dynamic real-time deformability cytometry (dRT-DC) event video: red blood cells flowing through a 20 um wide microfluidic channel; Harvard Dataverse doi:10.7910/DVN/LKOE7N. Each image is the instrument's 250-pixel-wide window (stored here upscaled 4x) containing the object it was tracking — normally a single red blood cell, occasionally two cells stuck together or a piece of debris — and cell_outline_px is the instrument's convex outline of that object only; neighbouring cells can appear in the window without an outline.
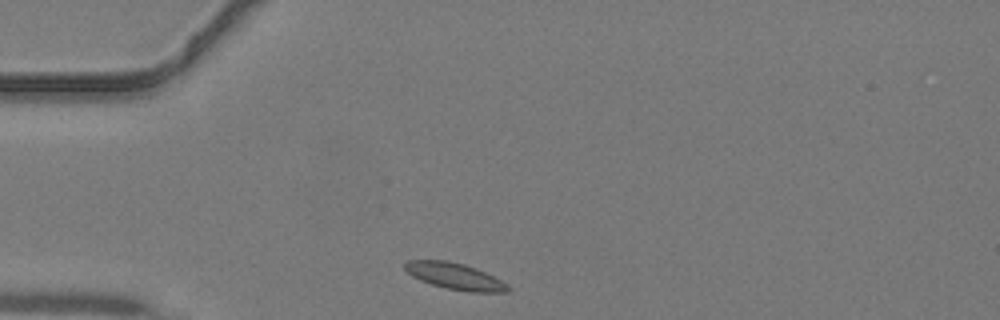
{"species": "common noctule bat (a hibernating species)", "species_latin": "Nyctalus noctula", "temperature_condition": "warm", "stored_images_in_passage": 34, "camera_frame_rate_fps": 3000, "um_per_image_px": 0.085, "animal": {"sex": "male", "body_mass_g": 19.2, "forearm_length_mm": 51.8}, "frame": {"image": 1, "passage_image": 1, "time_ms": 0.0, "image_size_px": [1000, 320], "cell_outline_px": [[512, 288], [508, 292], [468, 292], [448, 288], [432, 284], [420, 280], [412, 276], [404, 268], [404, 264], [408, 260], [448, 260], [464, 264], [476, 268], [508, 284]], "centroid_in_image_um": [38.68, 23.47], "position_along_channel_um": 46.3, "area_um2": 15.84}}
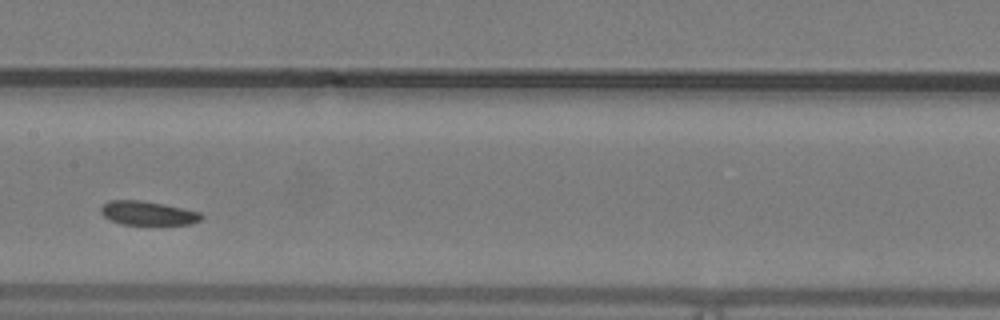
{"frame": {"image": 2, "passage_image": 12, "time_ms": 3.667, "image_size_px": [1000, 320], "cell_outline_px": [[204, 216], [200, 220], [188, 224], [120, 224], [104, 216], [100, 212], [100, 208], [108, 200], [140, 200], [164, 204], [200, 212]], "centroid_in_image_um": [12.55, 18.11], "position_along_channel_um": 194.9, "area_um2": 13.87}}
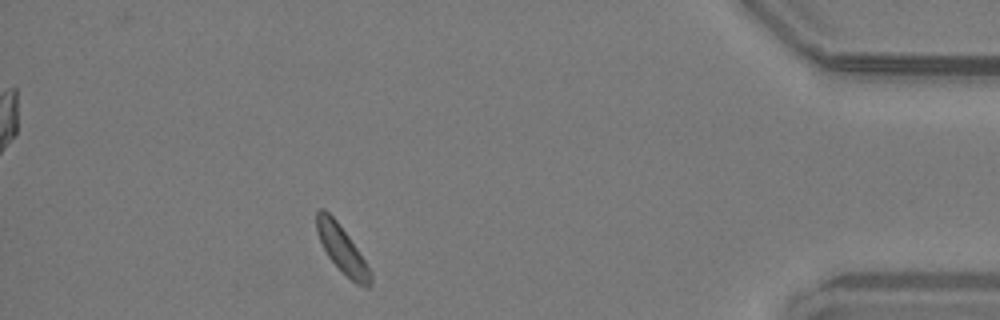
{"frame": {"image": 3, "passage_image": 29, "time_ms": 9.333, "image_size_px": [1000, 320], "cell_outline_px": [[372, 284], [368, 288], [364, 288], [356, 284], [328, 256], [316, 232], [316, 212], [320, 208], [324, 208], [336, 220], [348, 236], [364, 260], [372, 276]], "centroid_in_image_um": [29.06, 21.18], "position_along_channel_um": 406.1, "area_um2": 14.33}}